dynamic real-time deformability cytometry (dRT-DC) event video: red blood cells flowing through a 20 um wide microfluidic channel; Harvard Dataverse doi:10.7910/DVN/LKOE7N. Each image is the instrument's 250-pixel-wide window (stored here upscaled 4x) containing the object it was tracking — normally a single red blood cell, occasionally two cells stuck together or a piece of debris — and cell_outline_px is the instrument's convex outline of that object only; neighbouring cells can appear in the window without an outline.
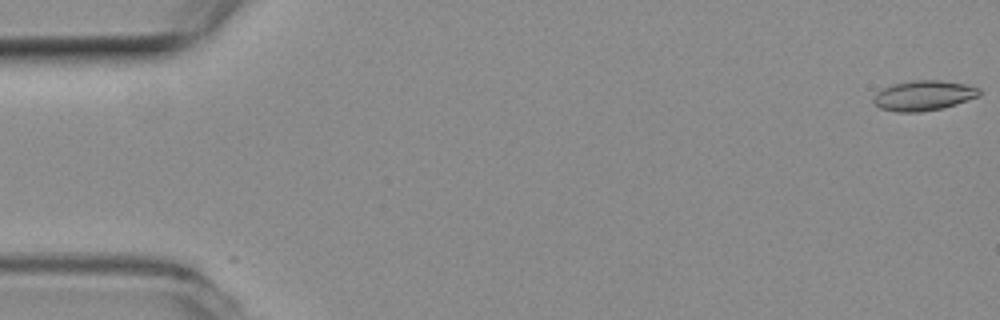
{"species": "common noctule bat (a hibernating species)", "species_latin": "Nyctalus noctula", "temperature_condition": "room temperature", "stored_images_in_passage": 4, "camera_frame_rate_fps": 3000, "um_per_image_px": 0.085, "animal": {"sex": "female", "body_mass_g": 19.3, "forearm_length_mm": 54.1}, "frame": {"image": 1, "passage_image": 1, "time_ms": 0.0, "image_size_px": [1000, 320], "cell_outline_px": [[980, 96], [956, 104], [940, 108], [920, 112], [896, 112], [880, 108], [872, 100], [876, 92], [892, 84], [912, 80], [940, 80], [968, 84], [980, 88]], "centroid_in_image_um": [78.52, 8.11], "position_along_channel_um": 6.5, "area_um2": 18.61}}